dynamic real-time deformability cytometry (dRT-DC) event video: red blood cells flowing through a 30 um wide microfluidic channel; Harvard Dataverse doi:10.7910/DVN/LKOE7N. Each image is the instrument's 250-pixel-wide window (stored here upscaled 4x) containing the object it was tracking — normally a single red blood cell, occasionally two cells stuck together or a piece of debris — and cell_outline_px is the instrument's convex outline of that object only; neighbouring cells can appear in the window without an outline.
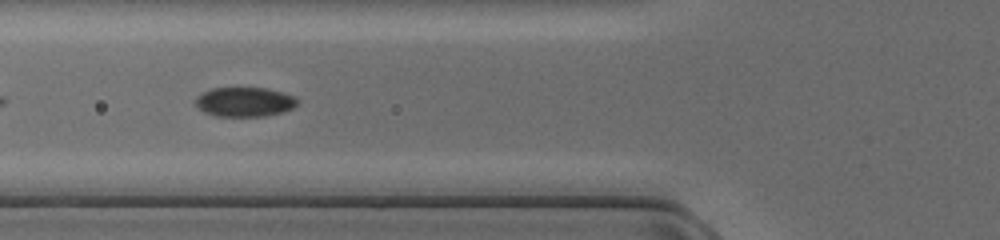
{"species": "common noctule bat (a hibernating species)", "species_latin": "Nyctalus noctula", "temperature_condition": "cold", "stored_images_in_passage": 36, "camera_frame_rate_fps": 3000, "um_per_image_px": 0.085, "animal": {"sex": "female", "body_mass_g": 17.0, "forearm_length_mm": 48.0}, "frame": {"image": 1, "passage_image": 5, "time_ms": 1.333, "image_size_px": [1000, 240], "cell_outline_px": [[296, 104], [292, 108], [280, 112], [264, 116], [216, 116], [204, 112], [196, 104], [196, 96], [200, 92], [212, 88], [268, 88], [296, 96]], "centroid_in_image_um": [20.76, 8.65], "position_along_channel_um": 105.0, "area_um2": 17.4}}
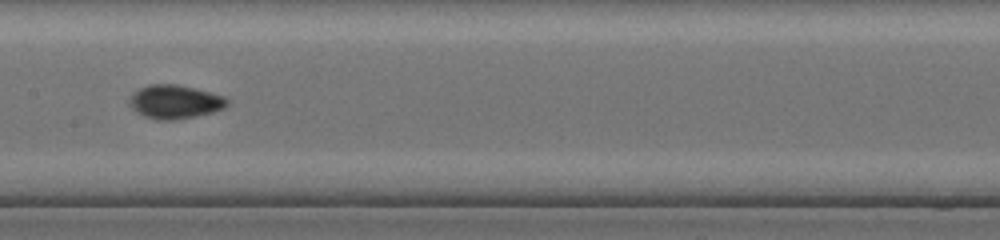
{"frame": {"image": 2, "passage_image": 11, "time_ms": 3.333, "image_size_px": [1000, 240], "cell_outline_px": [[228, 104], [224, 108], [212, 112], [196, 116], [172, 120], [156, 120], [144, 116], [136, 112], [132, 108], [132, 92], [148, 84], [176, 84], [224, 96], [228, 100]], "centroid_in_image_um": [14.87, 8.66], "position_along_channel_um": 192.5, "area_um2": 18.9}}
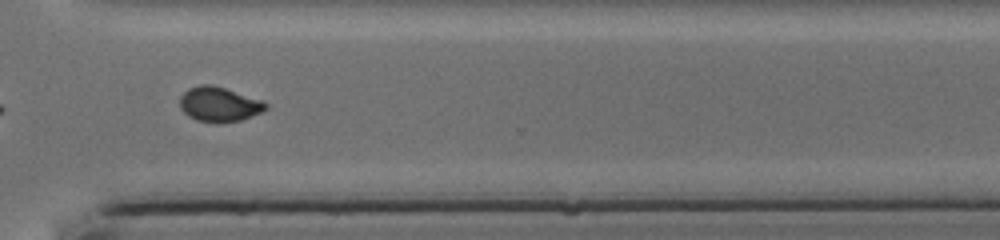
{"frame": {"image": 3, "passage_image": 22, "time_ms": 7.0, "image_size_px": [1000, 240], "cell_outline_px": [[268, 108], [260, 112], [240, 120], [216, 124], [196, 120], [188, 116], [180, 108], [180, 96], [188, 88], [200, 84], [212, 84], [260, 100], [268, 104]], "centroid_in_image_um": [18.58, 8.87], "position_along_channel_um": 352.0, "area_um2": 17.34}}